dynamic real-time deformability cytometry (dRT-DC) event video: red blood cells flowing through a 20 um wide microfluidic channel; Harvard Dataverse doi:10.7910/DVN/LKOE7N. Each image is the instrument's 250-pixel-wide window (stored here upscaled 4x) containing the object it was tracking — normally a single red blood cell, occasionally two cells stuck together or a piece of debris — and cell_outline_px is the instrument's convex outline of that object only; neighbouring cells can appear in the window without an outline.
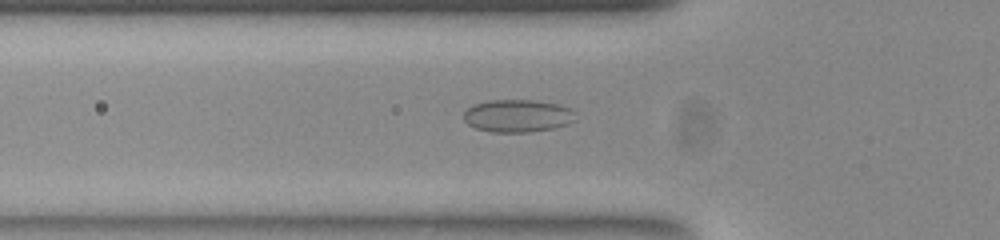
{"species": "common noctule bat (a hibernating species)", "species_latin": "Nyctalus noctula", "temperature_condition": "room temperature", "stored_images_in_passage": 33, "camera_frame_rate_fps": 3000, "um_per_image_px": 0.085, "animal": {"sex": "female", "body_mass_g": 23.0, "forearm_length_mm": 53.4}, "frame": {"image": 1, "passage_image": 3, "time_ms": 0.667, "image_size_px": [1000, 240], "cell_outline_px": [[572, 112], [568, 124], [552, 128], [528, 132], [492, 132], [476, 128], [468, 124], [464, 120], [464, 112], [472, 104], [488, 100], [532, 100], [560, 104], [568, 108]], "centroid_in_image_um": [43.9, 9.83], "position_along_channel_um": 81.9, "area_um2": 20.92}}
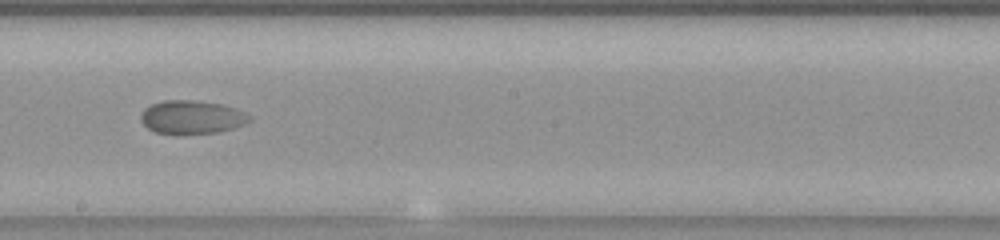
{"frame": {"image": 2, "passage_image": 15, "time_ms": 4.667, "image_size_px": [1000, 240], "cell_outline_px": [[252, 120], [244, 124], [232, 128], [216, 132], [156, 132], [148, 128], [140, 120], [140, 116], [144, 108], [152, 104], [164, 100], [196, 100], [224, 104], [236, 108], [252, 116]], "centroid_in_image_um": [16.33, 9.91], "position_along_channel_um": 231.9, "area_um2": 20.81}}
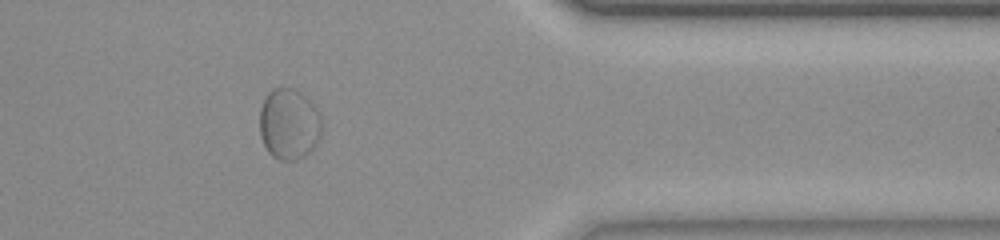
{"frame": {"image": 3, "passage_image": 29, "time_ms": 9.333, "image_size_px": [1000, 240], "cell_outline_px": [[320, 136], [316, 144], [304, 156], [296, 160], [280, 160], [272, 156], [268, 152], [260, 136], [260, 108], [268, 92], [272, 88], [296, 88], [316, 108], [320, 116]], "centroid_in_image_um": [24.54, 10.54], "position_along_channel_um": 386.9, "area_um2": 25.55}}